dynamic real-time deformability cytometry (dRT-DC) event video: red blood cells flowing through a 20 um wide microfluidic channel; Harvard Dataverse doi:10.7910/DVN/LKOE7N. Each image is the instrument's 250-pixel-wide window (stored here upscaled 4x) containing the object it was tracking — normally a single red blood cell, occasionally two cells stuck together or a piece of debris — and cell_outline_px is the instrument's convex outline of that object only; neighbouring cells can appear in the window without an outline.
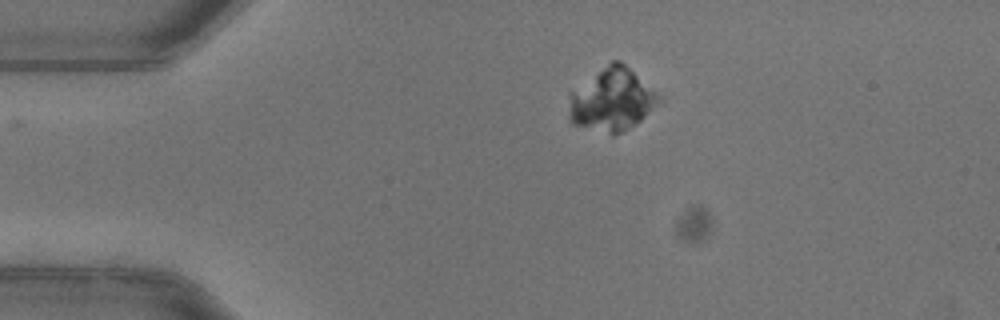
{"species": "common noctule bat (a hibernating species)", "species_latin": "Nyctalus noctula", "temperature_condition": "warm", "stored_images_in_passage": 44, "camera_frame_rate_fps": 3000, "um_per_image_px": 0.085, "animal": {"sex": "female"}, "frame": {"image": 1, "passage_image": 1, "time_ms": 0.0, "image_size_px": [1000, 320], "cell_outline_px": [[660, 100], [640, 120], [628, 128], [612, 136], [572, 124], [568, 120], [568, 92], [612, 60], [620, 60], [656, 92], [660, 96]], "centroid_in_image_um": [51.91, 8.49], "position_along_channel_um": 33.1, "area_um2": 32.89}}
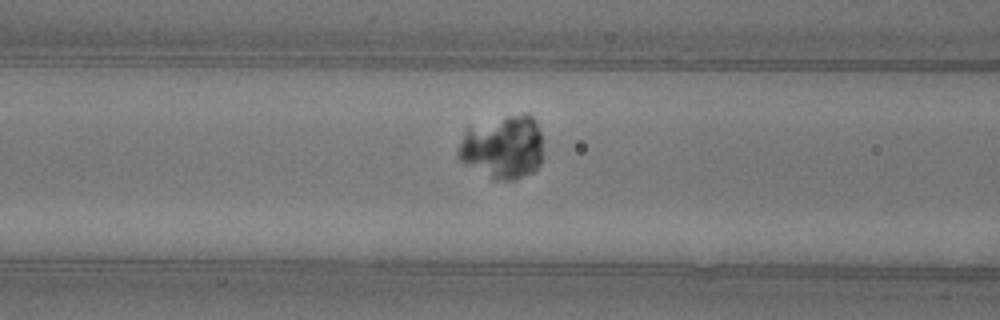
{"frame": {"image": 2, "passage_image": 12, "time_ms": 3.667, "image_size_px": [1000, 320], "cell_outline_px": [[540, 164], [532, 172], [512, 180], [492, 180], [460, 160], [456, 156], [456, 152], [464, 132], [468, 128], [508, 116], [524, 112], [528, 112], [532, 116], [540, 132]], "centroid_in_image_um": [42.71, 12.52], "position_along_channel_um": 123.9, "area_um2": 30.92}}